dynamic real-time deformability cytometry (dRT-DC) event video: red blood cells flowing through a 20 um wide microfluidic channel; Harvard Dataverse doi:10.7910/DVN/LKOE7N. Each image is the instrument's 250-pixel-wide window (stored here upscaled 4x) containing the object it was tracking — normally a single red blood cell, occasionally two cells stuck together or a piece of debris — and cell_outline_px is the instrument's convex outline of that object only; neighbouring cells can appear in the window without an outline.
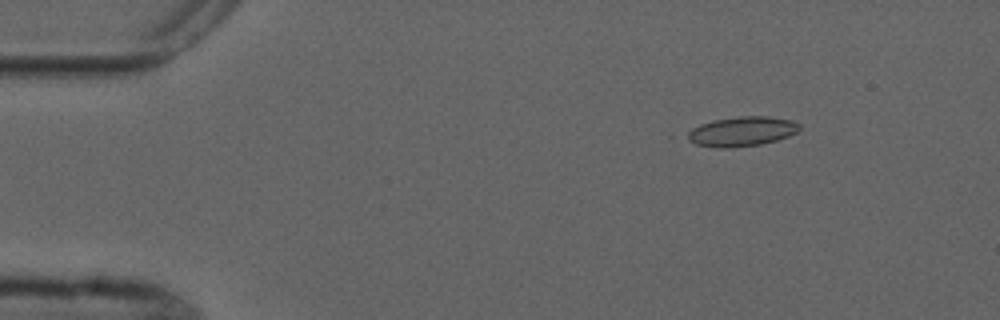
{"species": "common noctule bat (a hibernating species)", "species_latin": "Nyctalus noctula", "temperature_condition": "cold", "stored_images_in_passage": 5, "camera_frame_rate_fps": 3000, "um_per_image_px": 0.085, "animal": {"sex": "male", "forearm_length_mm": 52.5}, "frame": {"image": 1, "passage_image": 3, "time_ms": 2.333, "image_size_px": [1000, 320], "cell_outline_px": [[800, 128], [796, 132], [788, 136], [776, 140], [760, 144], [724, 148], [716, 148], [696, 144], [680, 136], [692, 128], [700, 124], [712, 120], [740, 116], [768, 116], [792, 120], [800, 124]], "centroid_in_image_um": [62.98, 11.17], "position_along_channel_um": 22.0, "area_um2": 19.54}}